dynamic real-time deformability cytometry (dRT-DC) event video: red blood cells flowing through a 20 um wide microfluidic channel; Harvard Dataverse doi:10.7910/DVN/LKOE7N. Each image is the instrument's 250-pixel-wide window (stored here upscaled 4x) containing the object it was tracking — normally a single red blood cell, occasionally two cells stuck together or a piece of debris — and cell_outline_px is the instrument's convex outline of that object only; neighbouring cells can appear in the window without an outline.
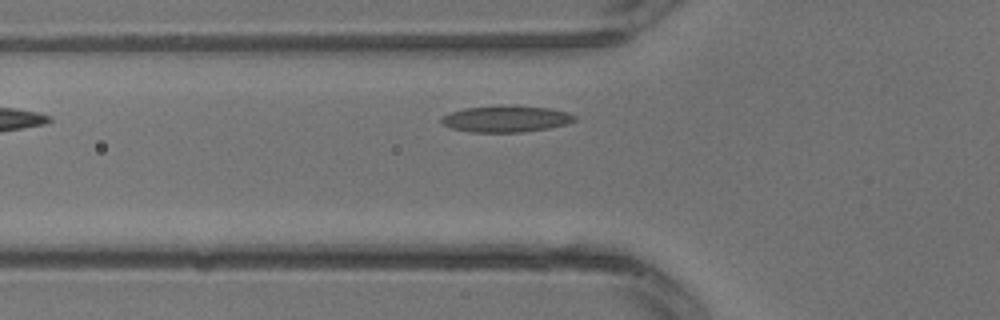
{"species": "common noctule bat (a hibernating species)", "species_latin": "Nyctalus noctula", "temperature_condition": "warm", "stored_images_in_passage": 2, "camera_frame_rate_fps": 3000, "um_per_image_px": 0.085, "animal": {"sex": "male", "body_mass_g": 13.3}, "frame": {"image": 1, "passage_image": 2, "time_ms": 0.333, "image_size_px": [1000, 320], "cell_outline_px": [[576, 120], [564, 124], [548, 128], [524, 132], [468, 132], [452, 128], [440, 124], [440, 116], [464, 108], [508, 104], [512, 104], [548, 108], [568, 112], [576, 116]], "centroid_in_image_um": [42.97, 10.09], "position_along_channel_um": 82.8, "area_um2": 20.87}}